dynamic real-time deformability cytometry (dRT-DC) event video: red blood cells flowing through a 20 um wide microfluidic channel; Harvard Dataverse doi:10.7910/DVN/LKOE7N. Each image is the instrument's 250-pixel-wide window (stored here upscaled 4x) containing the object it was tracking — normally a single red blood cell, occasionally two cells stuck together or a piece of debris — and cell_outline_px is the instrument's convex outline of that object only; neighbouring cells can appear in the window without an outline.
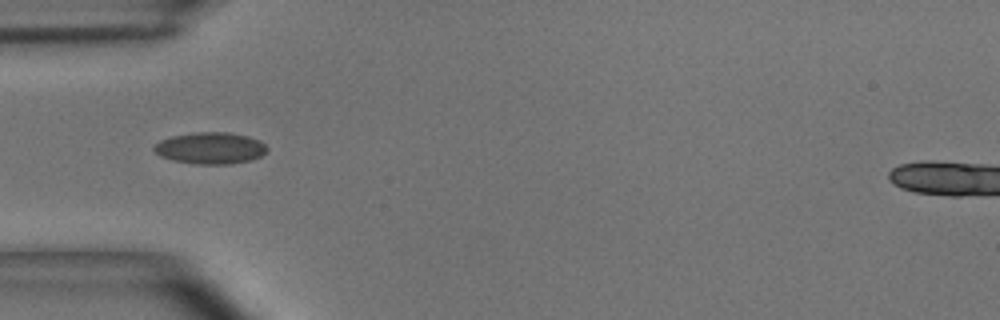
{"species": "common noctule bat (a hibernating species)", "species_latin": "Nyctalus noctula", "temperature_condition": "room temperature", "stored_images_in_passage": 6, "camera_frame_rate_fps": 3000, "um_per_image_px": 0.085, "animal": {"sex": "male", "body_mass_g": 15.6}, "frame": {"image": 1, "passage_image": 5, "time_ms": 1.333, "image_size_px": [1000, 320], "cell_outline_px": [[268, 152], [252, 160], [228, 164], [196, 164], [172, 160], [160, 156], [152, 148], [160, 140], [172, 136], [196, 132], [228, 132], [248, 136], [260, 140], [268, 148]], "centroid_in_image_um": [17.9, 12.59], "position_along_channel_um": 67.1, "area_um2": 20.92}}
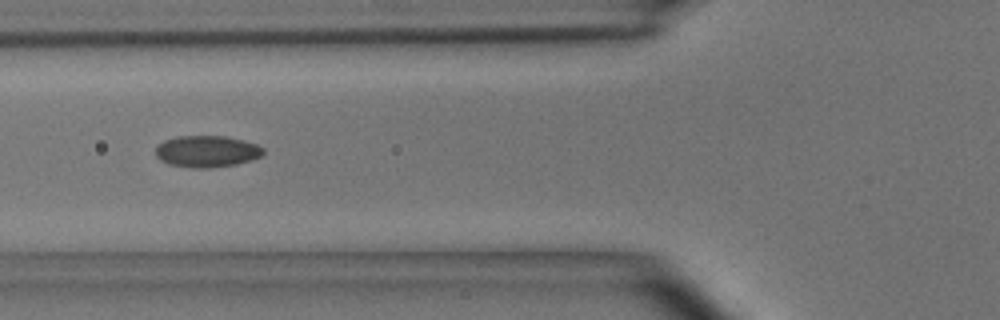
{"frame": {"image": 2, "passage_image": 6, "time_ms": 1.667, "image_size_px": [1000, 320], "cell_outline_px": [[264, 152], [260, 156], [252, 160], [236, 164], [208, 168], [192, 168], [168, 164], [160, 160], [156, 156], [156, 148], [164, 140], [180, 136], [224, 136], [244, 140], [256, 144], [264, 148]], "centroid_in_image_um": [17.59, 12.87], "position_along_channel_um": 108.2, "area_um2": 19.83}}